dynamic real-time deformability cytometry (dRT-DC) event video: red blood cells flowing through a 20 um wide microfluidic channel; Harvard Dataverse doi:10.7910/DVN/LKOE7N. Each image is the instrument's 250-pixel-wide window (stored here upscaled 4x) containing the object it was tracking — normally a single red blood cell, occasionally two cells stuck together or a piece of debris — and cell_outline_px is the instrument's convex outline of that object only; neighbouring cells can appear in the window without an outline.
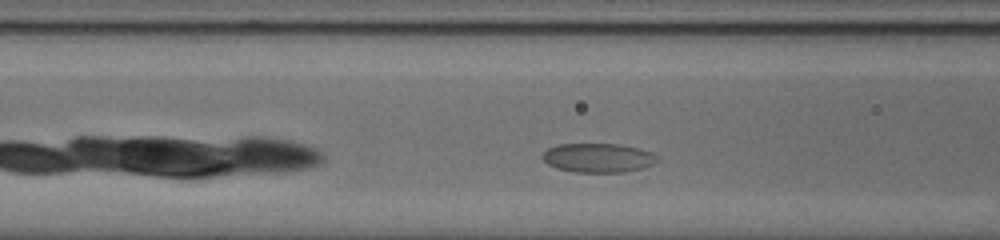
{"species": "common noctule bat (a hibernating species)", "species_latin": "Nyctalus noctula", "temperature_condition": "cold", "stored_images_in_passage": 32, "camera_frame_rate_fps": 3000, "um_per_image_px": 0.085, "animal": {"sex": "male", "body_mass_g": 20.0, "forearm_length_mm": 53.3}, "frame": {"image": 1, "passage_image": 7, "time_ms": 2.0, "image_size_px": [1000, 240], "cell_outline_px": [[660, 160], [644, 168], [624, 172], [576, 172], [556, 168], [548, 164], [544, 160], [544, 152], [548, 148], [560, 144], [616, 144], [636, 148], [652, 152], [660, 156]], "centroid_in_image_um": [50.89, 13.42], "position_along_channel_um": 115.7, "area_um2": 19.42}}
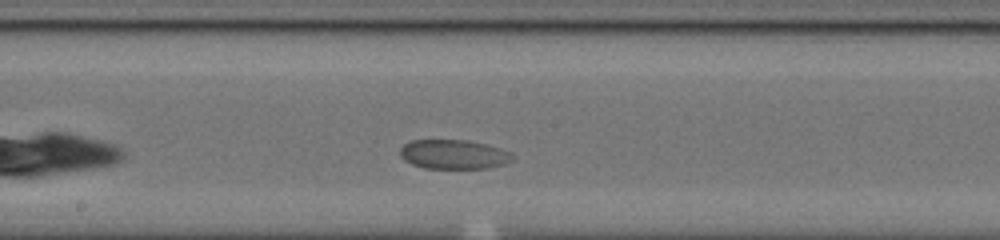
{"frame": {"image": 2, "passage_image": 15, "time_ms": 4.667, "image_size_px": [1000, 240], "cell_outline_px": [[516, 156], [512, 160], [504, 164], [488, 168], [424, 168], [412, 164], [404, 160], [400, 156], [400, 148], [404, 144], [412, 140], [468, 140], [500, 148], [512, 152]], "centroid_in_image_um": [38.58, 13.12], "position_along_channel_um": 209.6, "area_um2": 19.31}}
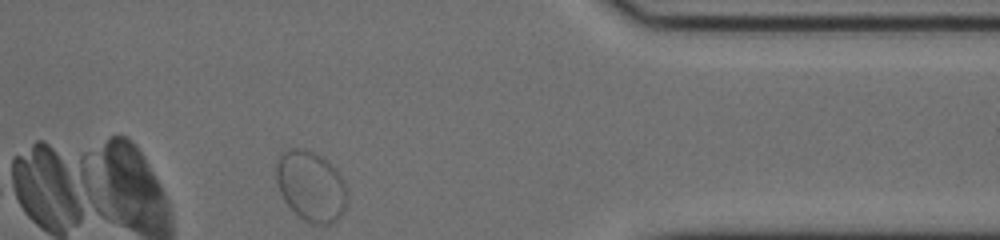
{"frame": {"image": 3, "passage_image": 32, "time_ms": 10.333, "image_size_px": [1000, 240], "cell_outline_px": [[344, 212], [332, 224], [312, 224], [300, 216], [284, 200], [280, 192], [276, 180], [276, 164], [280, 156], [288, 148], [308, 148], [320, 156], [344, 180]], "centroid_in_image_um": [26.38, 15.81], "position_along_channel_um": 385.0, "area_um2": 28.32}}